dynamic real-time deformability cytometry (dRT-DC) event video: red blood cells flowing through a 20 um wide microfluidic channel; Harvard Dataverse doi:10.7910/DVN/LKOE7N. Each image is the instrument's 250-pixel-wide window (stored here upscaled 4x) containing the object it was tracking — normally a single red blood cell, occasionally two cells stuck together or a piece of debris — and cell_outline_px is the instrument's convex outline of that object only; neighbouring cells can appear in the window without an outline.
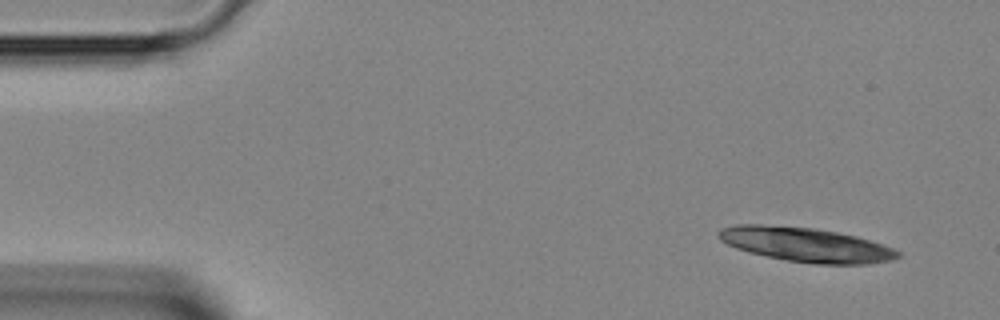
{"species": "Egyptian fruit bat (a non-hibernating species)", "species_latin": "Rousettus aegyptiacus", "temperature_condition": "room temperature", "stored_images_in_passage": 13, "camera_frame_rate_fps": 3000, "um_per_image_px": 0.085, "animal": {"sex": "female"}, "frame": {"image": 1, "passage_image": 1, "time_ms": 0.0, "image_size_px": [1000, 320], "cell_outline_px": [[900, 256], [892, 260], [868, 264], [816, 264], [788, 260], [748, 252], [736, 248], [720, 240], [716, 232], [720, 228], [736, 224], [760, 224], [816, 228], [856, 236], [892, 248], [900, 252]], "centroid_in_image_um": [68.46, 20.79], "position_along_channel_um": 16.5, "area_um2": 35.72}}